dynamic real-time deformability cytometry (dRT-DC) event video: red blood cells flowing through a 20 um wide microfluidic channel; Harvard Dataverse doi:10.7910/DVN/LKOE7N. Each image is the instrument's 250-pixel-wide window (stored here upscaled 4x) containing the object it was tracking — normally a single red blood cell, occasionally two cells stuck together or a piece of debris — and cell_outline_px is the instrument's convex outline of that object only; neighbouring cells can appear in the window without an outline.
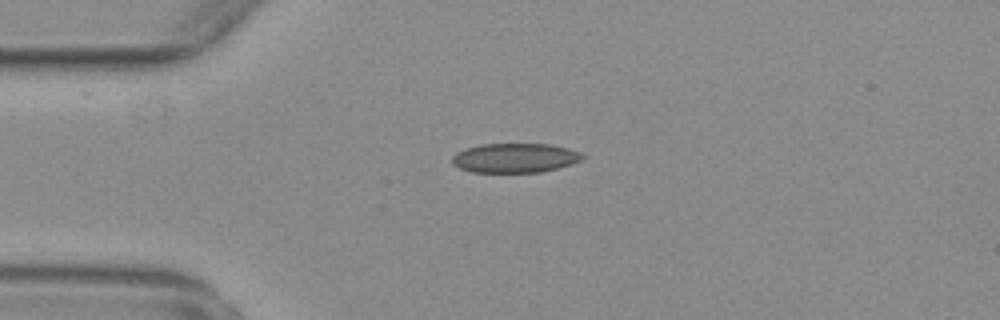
{"species": "common noctule bat (a hibernating species)", "species_latin": "Nyctalus noctula", "temperature_condition": "warm", "stored_images_in_passage": 42, "camera_frame_rate_fps": 3000, "um_per_image_px": 0.085, "animal": {"sex": "female", "body_mass_g": 29.2, "forearm_length_mm": 56.3}, "frame": {"image": 1, "passage_image": 1, "time_ms": 0.0, "image_size_px": [1000, 320], "cell_outline_px": [[584, 160], [572, 164], [540, 172], [472, 172], [460, 168], [452, 164], [452, 156], [456, 152], [480, 144], [548, 144], [568, 148], [580, 152], [584, 156]], "centroid_in_image_um": [43.78, 13.42], "position_along_channel_um": 41.2, "area_um2": 22.31}}
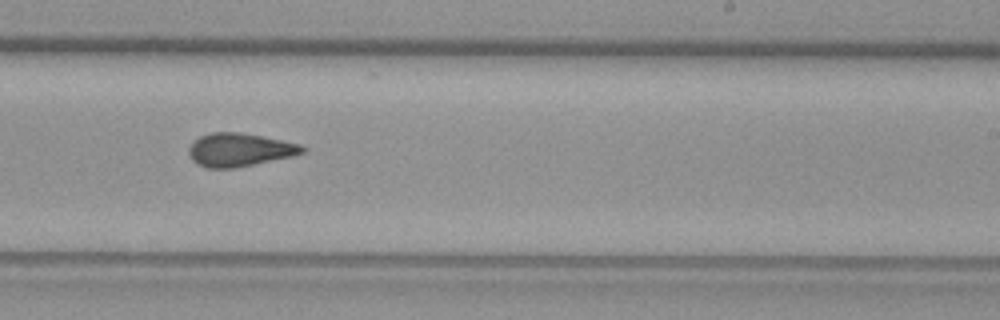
{"frame": {"image": 2, "passage_image": 21, "time_ms": 6.667, "image_size_px": [1000, 320], "cell_outline_px": [[308, 148], [304, 152], [292, 156], [236, 168], [208, 168], [192, 160], [188, 152], [188, 148], [200, 136], [212, 132], [240, 132], [300, 144]], "centroid_in_image_um": [20.37, 12.73], "position_along_channel_um": 268.6, "area_um2": 21.79}}
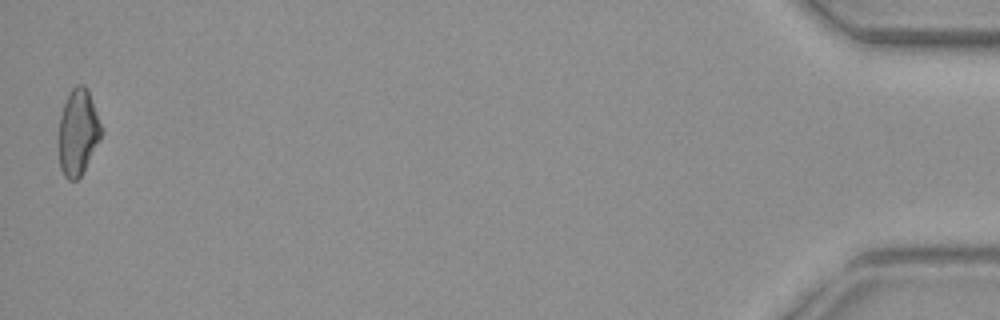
{"frame": {"image": 3, "passage_image": 42, "time_ms": 13.667, "image_size_px": [1000, 320], "cell_outline_px": [[104, 132], [100, 140], [80, 176], [76, 180], [68, 180], [64, 176], [60, 168], [56, 140], [56, 136], [60, 116], [68, 92], [76, 84], [84, 84], [88, 88]], "centroid_in_image_um": [6.59, 11.22], "position_along_channel_um": 428.6, "area_um2": 22.08}, "authors_computed_cell_mechanics": {"area_um2": 21.7328, "velocity_mm_per_s": 3.7497, "shape_relaxation_time_tau1_ms": null, "shape_relaxation_time_tau2_ms": 1.674, "deformation_change_tau1": null, "deformation_change_tau2": 0.085}}